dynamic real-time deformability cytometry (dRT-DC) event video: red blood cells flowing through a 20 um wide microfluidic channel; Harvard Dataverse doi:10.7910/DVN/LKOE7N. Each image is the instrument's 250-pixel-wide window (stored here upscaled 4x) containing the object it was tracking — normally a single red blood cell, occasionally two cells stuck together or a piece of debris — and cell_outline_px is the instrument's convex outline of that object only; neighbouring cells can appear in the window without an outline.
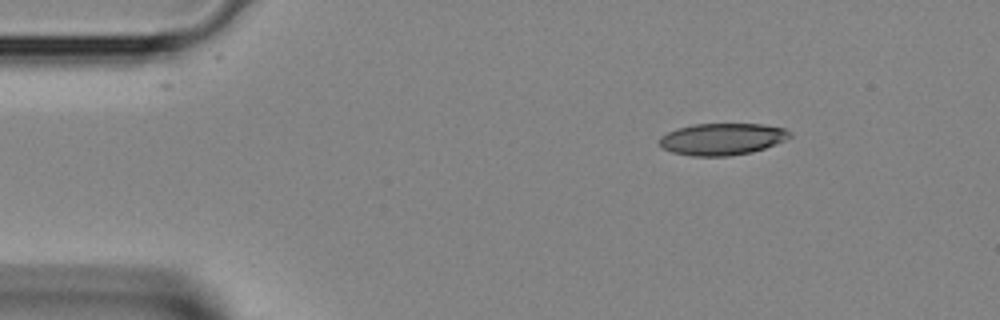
{"species": "Egyptian fruit bat (a non-hibernating species)", "species_latin": "Rousettus aegyptiacus", "temperature_condition": "room temperature", "stored_images_in_passage": 2, "camera_frame_rate_fps": 3000, "um_per_image_px": 0.085, "animal": {"sex": "female"}, "frame": {"image": 1, "passage_image": 1, "time_ms": 0.0, "image_size_px": [1000, 320], "cell_outline_px": [[792, 136], [784, 140], [764, 148], [752, 152], [728, 156], [692, 156], [672, 152], [660, 148], [660, 136], [676, 128], [692, 124], [764, 124], [784, 128], [792, 132]], "centroid_in_image_um": [61.36, 11.82], "position_along_channel_um": 23.6, "area_um2": 24.28}}